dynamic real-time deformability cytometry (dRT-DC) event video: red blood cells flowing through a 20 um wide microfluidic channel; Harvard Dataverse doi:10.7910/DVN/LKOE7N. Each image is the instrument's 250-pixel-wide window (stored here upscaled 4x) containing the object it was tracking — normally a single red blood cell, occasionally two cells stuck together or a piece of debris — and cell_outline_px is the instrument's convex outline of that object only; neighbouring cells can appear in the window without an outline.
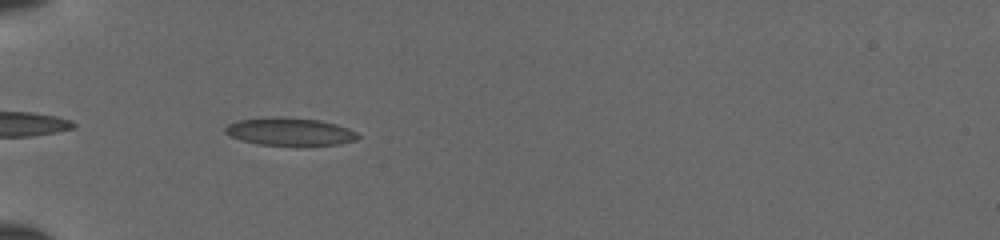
{"species": "common noctule bat (a hibernating species)", "species_latin": "Nyctalus noctula", "temperature_condition": "cold", "stored_images_in_passage": 22, "camera_frame_rate_fps": 3000, "um_per_image_px": 0.085, "animal": {"sex": "female", "body_mass_g": 19.5, "forearm_length_mm": 54.1}, "frame": {"image": 1, "passage_image": 3, "time_ms": 0.667, "image_size_px": [1000, 240], "cell_outline_px": [[360, 136], [356, 140], [340, 144], [260, 144], [244, 140], [232, 136], [224, 132], [224, 128], [228, 124], [236, 120], [264, 116], [280, 116], [320, 120], [336, 124], [348, 128], [356, 132]], "centroid_in_image_um": [24.61, 11.14], "position_along_channel_um": 60.4, "area_um2": 21.27}}
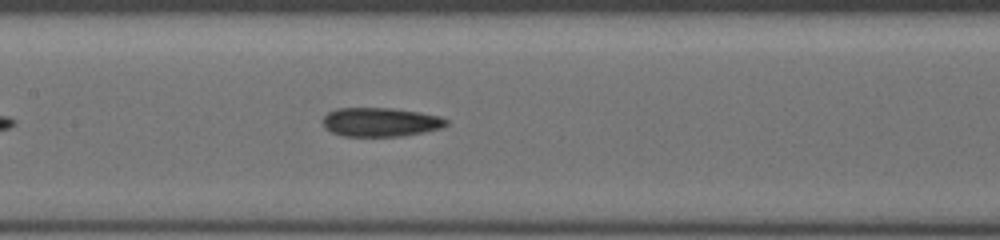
{"frame": {"image": 2, "passage_image": 12, "time_ms": 3.667, "image_size_px": [1000, 240], "cell_outline_px": [[448, 124], [440, 128], [424, 132], [400, 136], [340, 136], [332, 132], [324, 124], [324, 116], [328, 112], [336, 108], [392, 108], [440, 116], [448, 120]], "centroid_in_image_um": [32.34, 10.37], "position_along_channel_um": 175.1, "area_um2": 20.63}}
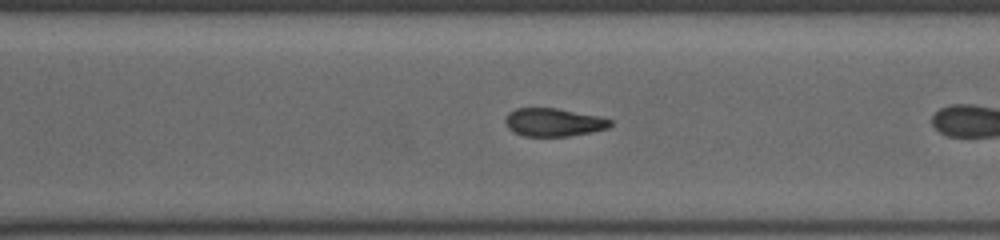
{"frame": {"image": 3, "passage_image": 20, "time_ms": 6.333, "image_size_px": [1000, 240], "cell_outline_px": [[612, 124], [608, 128], [592, 132], [568, 136], [524, 136], [512, 132], [508, 128], [504, 120], [508, 112], [516, 108], [556, 108], [600, 116], [612, 120]], "centroid_in_image_um": [47.04, 10.39], "position_along_channel_um": 323.6, "area_um2": 17.34}}